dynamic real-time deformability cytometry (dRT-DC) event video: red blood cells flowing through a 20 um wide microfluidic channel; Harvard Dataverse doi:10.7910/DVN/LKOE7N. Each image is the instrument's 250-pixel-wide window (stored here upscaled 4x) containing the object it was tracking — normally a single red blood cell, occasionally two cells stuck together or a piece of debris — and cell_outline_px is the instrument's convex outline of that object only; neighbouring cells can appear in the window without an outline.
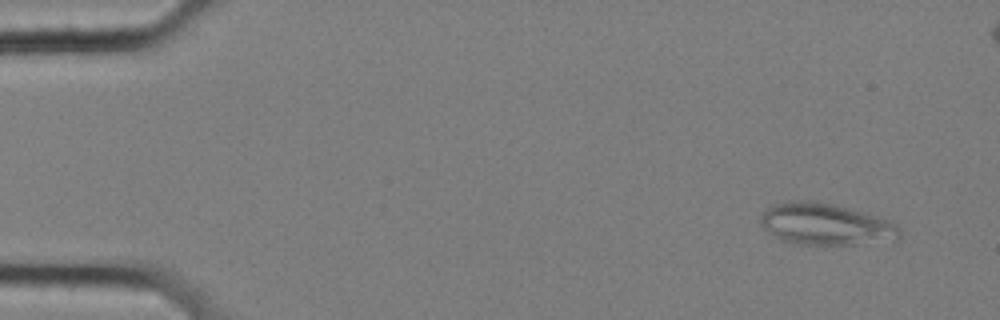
{"species": "common noctule bat (a hibernating species)", "species_latin": "Nyctalus noctula", "temperature_condition": "cold", "stored_images_in_passage": 58, "segment_of_instrument_passage": [1, 3], "camera_frame_rate_fps": 3000, "um_per_image_px": 0.085, "animal": {"sex": "female", "body_mass_g": 25.1}, "frame": {"image": 1, "passage_image": 3, "time_ms": 0.667, "image_size_px": [1000, 320], "cell_outline_px": [[900, 236], [896, 240], [856, 244], [792, 244], [780, 240], [768, 232], [760, 224], [760, 216], [772, 204], [792, 200], [812, 200], [836, 204], [876, 216], [888, 220], [896, 224], [900, 228]], "centroid_in_image_um": [70.15, 19.05], "position_along_channel_um": 14.8, "area_um2": 33.99}}